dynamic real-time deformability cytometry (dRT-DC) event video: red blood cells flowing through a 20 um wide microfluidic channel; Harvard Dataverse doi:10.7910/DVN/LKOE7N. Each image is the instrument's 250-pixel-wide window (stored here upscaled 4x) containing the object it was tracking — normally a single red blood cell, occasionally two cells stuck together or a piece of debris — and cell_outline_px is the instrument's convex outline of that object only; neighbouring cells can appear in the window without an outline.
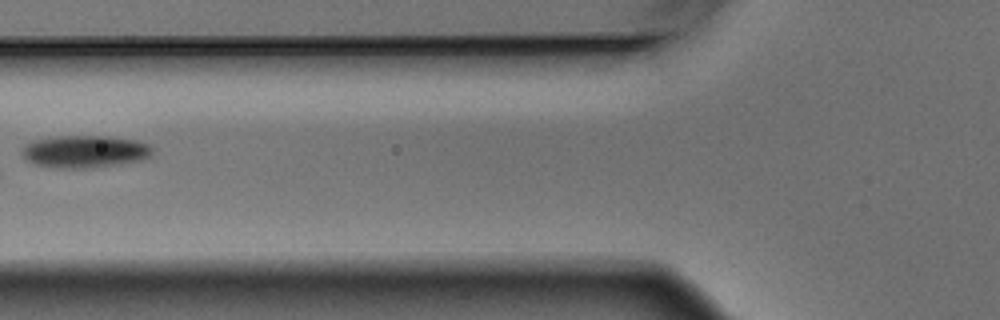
{"species": "Egyptian fruit bat (a non-hibernating species)", "species_latin": "Rousettus aegyptiacus", "temperature_condition": "warm", "stored_images_in_passage": 5, "camera_frame_rate_fps": 3000, "um_per_image_px": 0.085, "animal": {"sex": "male"}, "frame": {"image": 1, "passage_image": 5, "time_ms": 1.333, "image_size_px": [1000, 320], "cell_outline_px": [[152, 156], [144, 160], [120, 164], [88, 168], [56, 168], [36, 164], [28, 160], [20, 152], [28, 144], [36, 140], [56, 136], [108, 136], [132, 140], [148, 144], [152, 148]], "centroid_in_image_um": [7.25, 12.89], "position_along_channel_um": 118.5, "area_um2": 24.45}}